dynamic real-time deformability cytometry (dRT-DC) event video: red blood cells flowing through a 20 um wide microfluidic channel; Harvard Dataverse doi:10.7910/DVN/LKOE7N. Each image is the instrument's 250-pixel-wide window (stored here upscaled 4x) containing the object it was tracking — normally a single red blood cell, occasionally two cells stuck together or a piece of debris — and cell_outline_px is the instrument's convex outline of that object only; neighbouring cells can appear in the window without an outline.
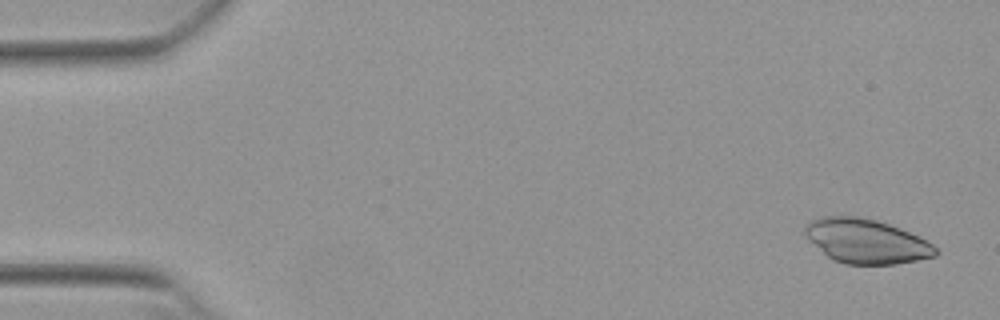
{"species": "Egyptian fruit bat (a non-hibernating species)", "species_latin": "Rousettus aegyptiacus", "temperature_condition": "warm", "stored_images_in_passage": 5, "camera_frame_rate_fps": 3000, "um_per_image_px": 0.085, "animal": {"sex": "female"}, "frame": {"image": 1, "passage_image": 2, "time_ms": 0.333, "image_size_px": [1000, 320], "cell_outline_px": [[940, 252], [936, 256], [896, 264], [844, 264], [832, 260], [808, 240], [804, 236], [804, 224], [808, 220], [820, 216], [860, 216], [876, 220], [900, 228], [932, 244]], "centroid_in_image_um": [73.56, 20.49], "position_along_channel_um": 11.4, "area_um2": 33.93}}